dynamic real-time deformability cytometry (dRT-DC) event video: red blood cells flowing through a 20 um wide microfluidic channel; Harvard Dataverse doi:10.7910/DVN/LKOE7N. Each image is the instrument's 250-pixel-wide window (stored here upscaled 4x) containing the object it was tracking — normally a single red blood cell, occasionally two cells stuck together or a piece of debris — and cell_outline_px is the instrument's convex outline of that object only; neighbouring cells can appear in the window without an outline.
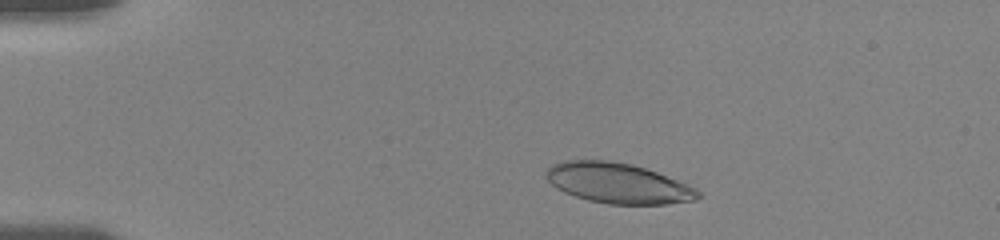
{"species": "human", "species_latin": "Homo sapiens", "temperature_condition": "room temperature", "stored_images_in_passage": 29, "camera_frame_rate_fps": 3000, "um_per_image_px": 0.085, "donor": {"sex": "female"}, "frame": {"image": 1, "passage_image": 14, "time_ms": 2.0, "image_size_px": [1000, 240], "cell_outline_px": [[704, 196], [696, 200], [664, 204], [608, 204], [588, 200], [564, 192], [556, 188], [548, 180], [544, 172], [552, 164], [564, 160], [608, 160], [632, 164], [656, 172], [696, 188]], "centroid_in_image_um": [52.52, 15.57], "position_along_channel_um": 32.5, "area_um2": 35.6}}